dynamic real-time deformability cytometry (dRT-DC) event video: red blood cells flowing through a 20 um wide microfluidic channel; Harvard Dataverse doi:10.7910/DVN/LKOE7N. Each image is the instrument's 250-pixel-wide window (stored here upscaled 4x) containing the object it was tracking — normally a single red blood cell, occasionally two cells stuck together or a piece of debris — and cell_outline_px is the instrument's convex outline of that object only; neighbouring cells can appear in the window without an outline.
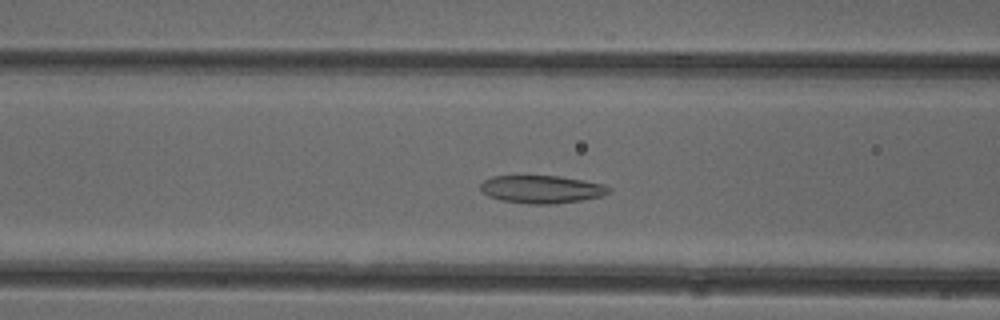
{"species": "common noctule bat (a hibernating species)", "species_latin": "Nyctalus noctula", "temperature_condition": "cold", "stored_images_in_passage": 48, "camera_frame_rate_fps": 3000, "um_per_image_px": 0.085, "animal": {"sex": "female"}, "frame": {"image": 1, "passage_image": 17, "time_ms": 5.333, "image_size_px": [1000, 320], "cell_outline_px": [[612, 188], [608, 192], [600, 196], [580, 200], [556, 204], [528, 204], [500, 200], [488, 196], [480, 188], [480, 184], [484, 180], [492, 176], [560, 176], [604, 184]], "centroid_in_image_um": [46.02, 16.09], "position_along_channel_um": 120.6, "area_um2": 20.75}}
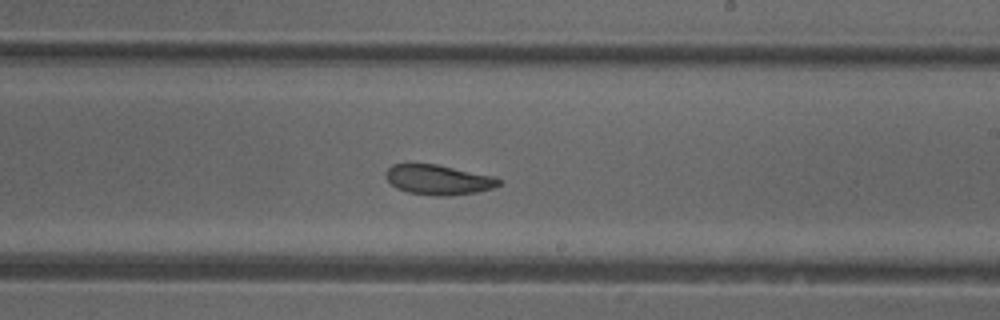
{"frame": {"image": 2, "passage_image": 27, "time_ms": 8.667, "image_size_px": [1000, 320], "cell_outline_px": [[504, 184], [492, 188], [476, 192], [448, 196], [436, 196], [408, 192], [396, 188], [384, 176], [384, 172], [392, 164], [436, 164], [496, 176], [504, 180]], "centroid_in_image_um": [37.31, 15.28], "position_along_channel_um": 251.7, "area_um2": 20.0}}
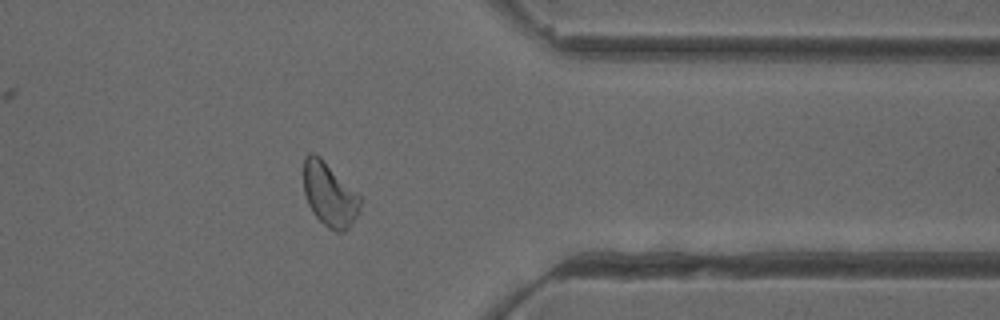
{"frame": {"image": 3, "passage_image": 38, "time_ms": 12.333, "image_size_px": [1000, 320], "cell_outline_px": [[360, 208], [356, 216], [348, 228], [344, 232], [336, 232], [328, 228], [312, 212], [308, 204], [304, 192], [304, 156], [308, 152], [312, 152], [320, 156], [360, 196]], "centroid_in_image_um": [27.98, 16.52], "position_along_channel_um": 383.4, "area_um2": 20.87}, "authors_computed_cell_mechanics": {"area_um2": 21.2126, "velocity_mm_per_s": 3.9428, "shape_relaxation_time_tau1_ms": null, "shape_relaxation_time_tau2_ms": 2.2999, "deformation_change_tau1": null, "deformation_change_tau2": 0.0761}}